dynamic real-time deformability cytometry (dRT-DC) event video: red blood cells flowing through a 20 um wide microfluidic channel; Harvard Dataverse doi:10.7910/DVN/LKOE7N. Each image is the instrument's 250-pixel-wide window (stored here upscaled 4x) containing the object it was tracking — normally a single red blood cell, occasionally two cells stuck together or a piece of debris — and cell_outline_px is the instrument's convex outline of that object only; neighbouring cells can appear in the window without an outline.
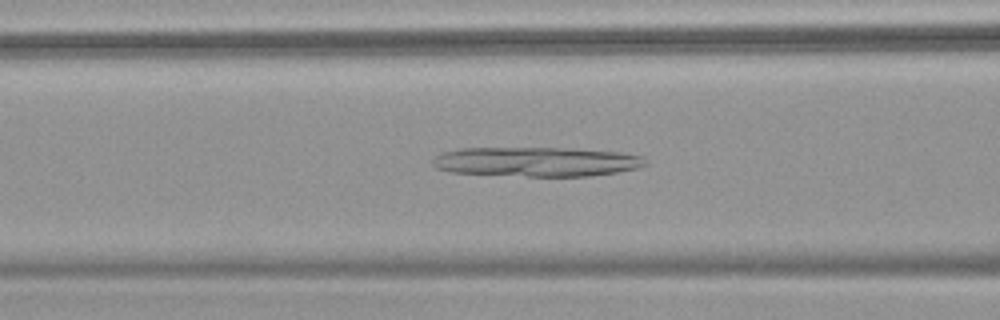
{"species": "common noctule bat (a hibernating species)", "species_latin": "Nyctalus noctula", "temperature_condition": "warm", "stored_images_in_passage": 53, "camera_frame_rate_fps": 3000, "um_per_image_px": 0.085, "animal": {"sex": "female", "body_mass_g": 18.4}, "frame": {"image": 1, "passage_image": 22, "time_ms": 7.0, "image_size_px": [1000, 320], "cell_outline_px": [[648, 164], [640, 168], [592, 176], [528, 176], [452, 172], [436, 168], [432, 164], [432, 160], [436, 156], [444, 152], [460, 148], [556, 148], [620, 152], [644, 156]], "centroid_in_image_um": [45.64, 13.75], "position_along_channel_um": 121.0, "area_um2": 36.47}}
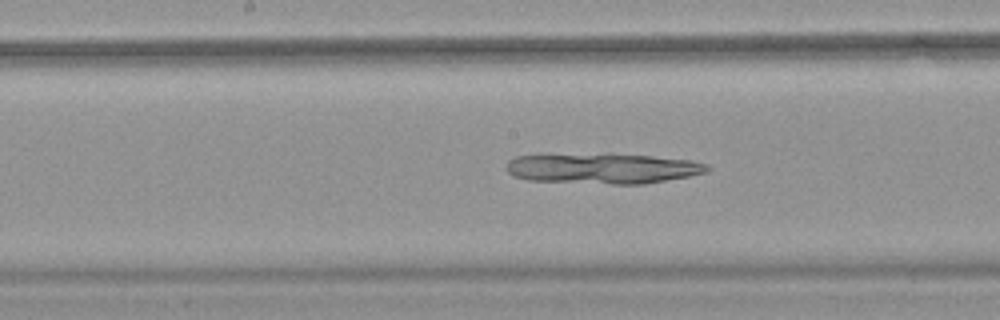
{"frame": {"image": 2, "passage_image": 28, "time_ms": 9.0, "image_size_px": [1000, 320], "cell_outline_px": [[712, 168], [704, 172], [688, 176], [644, 184], [612, 184], [528, 180], [512, 176], [504, 168], [508, 160], [516, 156], [608, 152], [652, 156], [692, 160], [708, 164]], "centroid_in_image_um": [51.2, 14.29], "position_along_channel_um": 197.0, "area_um2": 36.3}}
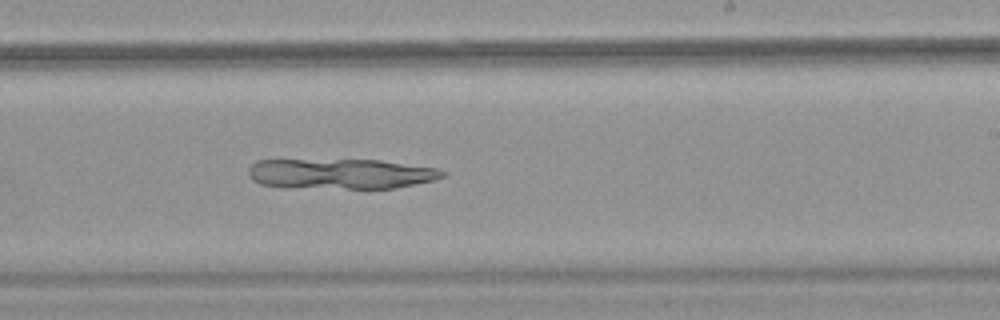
{"frame": {"image": 3, "passage_image": 33, "time_ms": 10.667, "image_size_px": [1000, 320], "cell_outline_px": [[448, 172], [444, 176], [432, 180], [396, 188], [284, 188], [260, 184], [252, 180], [248, 172], [248, 168], [256, 160], [380, 160], [436, 168]], "centroid_in_image_um": [28.91, 14.78], "position_along_channel_um": 260.1, "area_um2": 34.39}}